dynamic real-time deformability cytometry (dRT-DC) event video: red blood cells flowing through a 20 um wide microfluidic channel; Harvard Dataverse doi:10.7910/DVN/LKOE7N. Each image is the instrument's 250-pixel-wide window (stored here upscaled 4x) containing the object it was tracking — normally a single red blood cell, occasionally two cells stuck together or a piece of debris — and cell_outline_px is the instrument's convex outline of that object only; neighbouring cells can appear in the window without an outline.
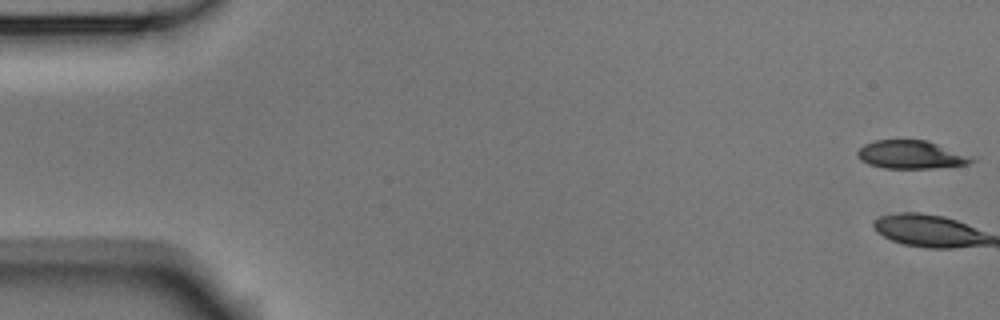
{"species": "Egyptian fruit bat (a non-hibernating species)", "species_latin": "Rousettus aegyptiacus", "temperature_condition": "room temperature", "stored_images_in_passage": 47, "camera_frame_rate_fps": 3000, "um_per_image_px": 0.085, "animal": {"sex": "male"}, "frame": {"image": 1, "passage_image": 1, "time_ms": 0.0, "image_size_px": [1000, 320], "cell_outline_px": [[976, 160], [968, 164], [932, 168], [884, 168], [868, 164], [860, 160], [856, 156], [856, 152], [864, 144], [876, 140], [928, 140]], "centroid_in_image_um": [77.34, 13.15], "position_along_channel_um": 7.7, "area_um2": 18.44}}